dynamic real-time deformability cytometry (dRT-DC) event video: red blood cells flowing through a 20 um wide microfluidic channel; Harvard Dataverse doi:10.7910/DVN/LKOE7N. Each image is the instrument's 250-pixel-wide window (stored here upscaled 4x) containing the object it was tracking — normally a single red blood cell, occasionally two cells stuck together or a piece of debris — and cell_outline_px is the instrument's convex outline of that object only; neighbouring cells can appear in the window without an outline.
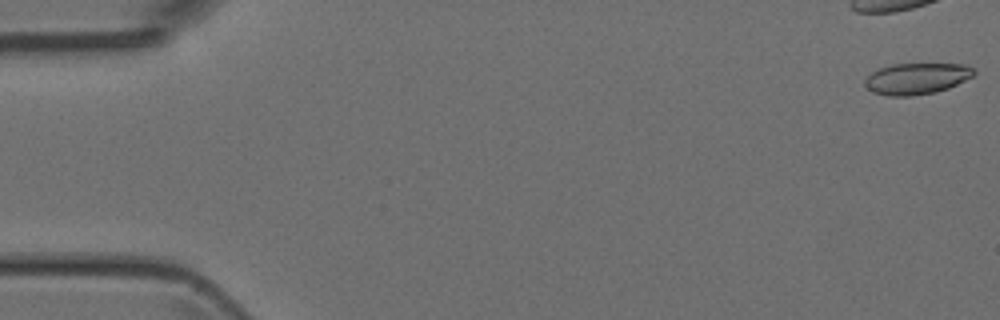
{"species": "Egyptian fruit bat (a non-hibernating species)", "species_latin": "Rousettus aegyptiacus", "temperature_condition": "room temperature", "stored_images_in_passage": 3, "camera_frame_rate_fps": 3000, "um_per_image_px": 0.085, "animal": {"sex": "female"}, "frame": {"image": 1, "passage_image": 1, "time_ms": 0.0, "image_size_px": [1000, 320], "cell_outline_px": [[976, 72], [972, 76], [948, 88], [936, 92], [912, 96], [888, 96], [872, 92], [864, 84], [864, 80], [872, 72], [880, 68], [892, 64], [964, 64], [976, 68]], "centroid_in_image_um": [77.91, 6.68], "position_along_channel_um": 7.1, "area_um2": 19.88}}